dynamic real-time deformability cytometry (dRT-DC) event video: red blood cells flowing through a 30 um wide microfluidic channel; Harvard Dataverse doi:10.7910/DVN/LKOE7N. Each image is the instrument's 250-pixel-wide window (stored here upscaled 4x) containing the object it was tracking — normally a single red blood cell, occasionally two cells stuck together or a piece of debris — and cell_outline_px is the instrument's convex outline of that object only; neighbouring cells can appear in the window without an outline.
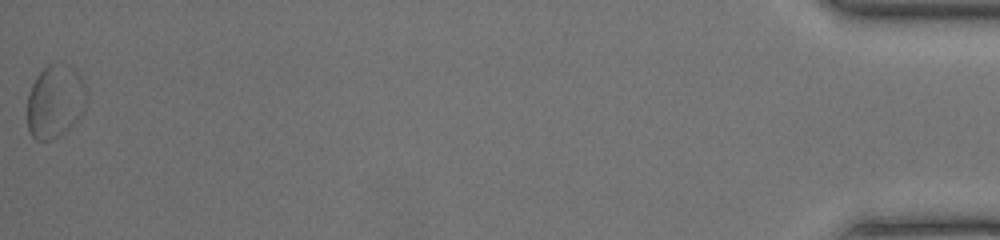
{"species": "common noctule bat (a hibernating species)", "species_latin": "Nyctalus noctula", "temperature_condition": "room temperature", "stored_images_in_passage": 48, "segment_of_instrument_passage": [2, 2], "camera_frame_rate_fps": 3000, "um_per_image_px": 0.085, "animal": {"sex": "female", "body_mass_g": 20.0, "forearm_length_mm": 54.0}, "frame": {"image": 1, "passage_image": 48, "time_ms": 15.667, "image_size_px": [1000, 240], "cell_outline_px": [[88, 100], [84, 112], [80, 120], [76, 124], [64, 132], [48, 140], [36, 140], [32, 136], [28, 128], [28, 96], [32, 84], [36, 76], [48, 64], [68, 64], [80, 72], [88, 92]], "centroid_in_image_um": [4.76, 8.6], "position_along_channel_um": 430.4, "area_um2": 25.84}}